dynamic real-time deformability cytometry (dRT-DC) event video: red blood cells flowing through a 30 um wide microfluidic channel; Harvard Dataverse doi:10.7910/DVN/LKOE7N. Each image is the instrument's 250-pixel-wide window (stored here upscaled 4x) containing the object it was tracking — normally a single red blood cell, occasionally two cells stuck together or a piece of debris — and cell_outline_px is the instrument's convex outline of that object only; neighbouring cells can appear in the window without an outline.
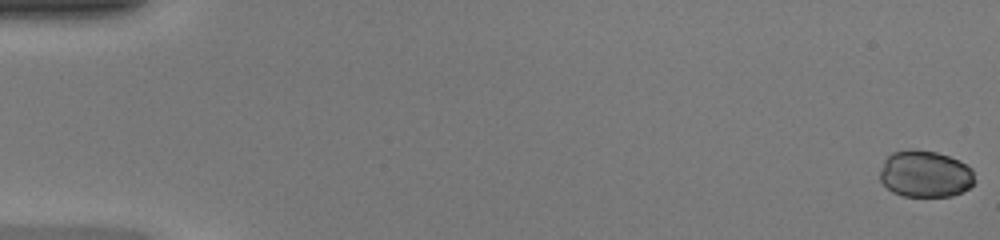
{"species": "common noctule bat (a hibernating species)", "species_latin": "Nyctalus noctula", "temperature_condition": "warm", "stored_images_in_passage": 9, "camera_frame_rate_fps": 3000, "um_per_image_px": 0.085, "animal": {"sex": "female", "body_mass_g": 20.0, "forearm_length_mm": 54.0}, "frame": {"image": 1, "passage_image": 1, "time_ms": 0.0, "image_size_px": [1000, 240], "cell_outline_px": [[976, 180], [968, 188], [952, 196], [904, 196], [892, 192], [880, 180], [880, 172], [884, 160], [892, 152], [912, 148], [916, 148], [936, 152], [960, 160], [972, 168]], "centroid_in_image_um": [78.65, 14.77], "position_along_channel_um": 6.4, "area_um2": 26.01}}